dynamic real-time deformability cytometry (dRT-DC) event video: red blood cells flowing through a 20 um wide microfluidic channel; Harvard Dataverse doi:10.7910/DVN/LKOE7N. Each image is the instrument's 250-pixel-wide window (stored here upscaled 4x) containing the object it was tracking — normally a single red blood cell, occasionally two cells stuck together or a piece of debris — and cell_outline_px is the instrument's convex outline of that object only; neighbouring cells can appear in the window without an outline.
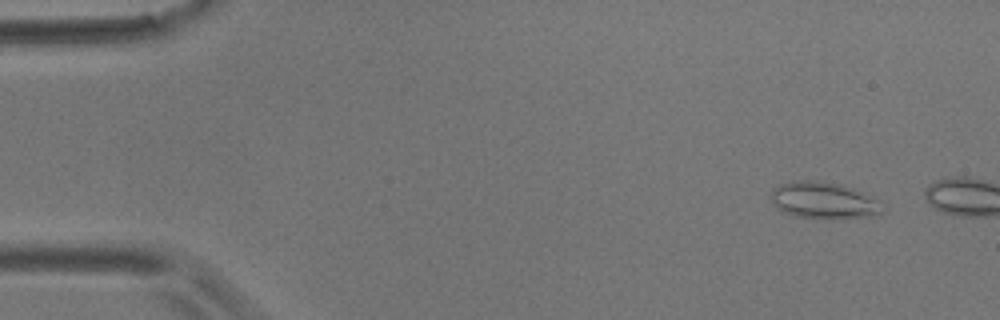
{"species": "common noctule bat (a hibernating species)", "species_latin": "Nyctalus noctula", "temperature_condition": "room temperature", "stored_images_in_passage": 8, "camera_frame_rate_fps": 3000, "um_per_image_px": 0.085, "animal": {"sex": "male", "body_mass_g": 17.9}, "frame": {"image": 1, "passage_image": 5, "time_ms": 1.333, "image_size_px": [1000, 320], "cell_outline_px": [[884, 212], [876, 216], [796, 216], [784, 212], [776, 208], [772, 204], [768, 196], [772, 188], [780, 184], [796, 180], [812, 180], [840, 184], [852, 188], [880, 200], [884, 208]], "centroid_in_image_um": [69.97, 16.99], "position_along_channel_um": 15.0, "area_um2": 23.41}}